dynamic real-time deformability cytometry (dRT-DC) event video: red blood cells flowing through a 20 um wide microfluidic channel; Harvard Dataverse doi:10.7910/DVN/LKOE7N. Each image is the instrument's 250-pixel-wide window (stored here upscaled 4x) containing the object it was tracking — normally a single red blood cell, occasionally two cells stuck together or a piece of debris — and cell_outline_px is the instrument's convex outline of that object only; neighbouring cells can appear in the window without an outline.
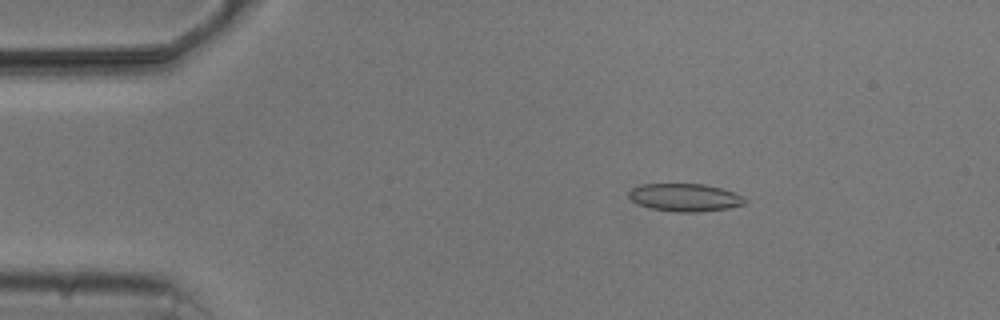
{"species": "common noctule bat (a hibernating species)", "species_latin": "Nyctalus noctula", "temperature_condition": "cold", "stored_images_in_passage": 5, "camera_frame_rate_fps": 3000, "um_per_image_px": 0.085, "animal": {"sex": "male", "body_mass_g": 20.5, "forearm_length_mm": 52.5}, "frame": {"image": 1, "passage_image": 3, "time_ms": 2.667, "image_size_px": [1000, 320], "cell_outline_px": [[748, 200], [744, 204], [728, 208], [700, 212], [676, 212], [652, 208], [636, 204], [628, 196], [628, 192], [632, 188], [644, 184], [704, 184], [720, 188], [732, 192]], "centroid_in_image_um": [58.19, 16.79], "position_along_channel_um": 26.8, "area_um2": 18.67}}
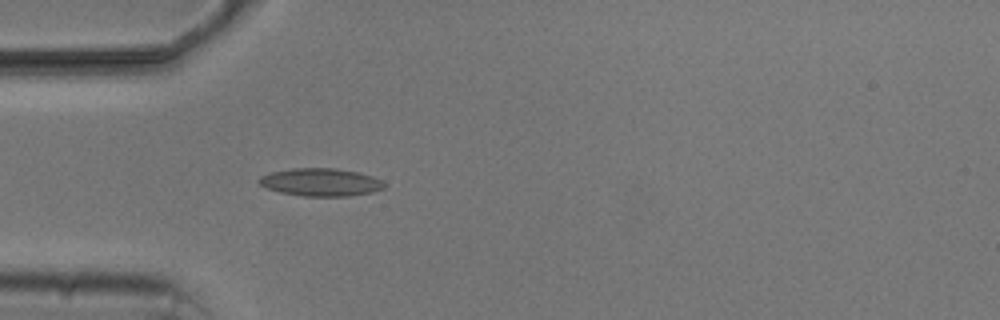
{"frame": {"image": 2, "passage_image": 5, "time_ms": 5.0, "image_size_px": [1000, 320], "cell_outline_px": [[384, 188], [372, 192], [348, 196], [304, 196], [280, 192], [268, 188], [260, 184], [256, 180], [260, 176], [272, 172], [292, 168], [336, 168], [356, 172], [372, 176], [380, 180], [384, 184]], "centroid_in_image_um": [27.24, 15.48], "position_along_channel_um": 57.8, "area_um2": 20.11}}